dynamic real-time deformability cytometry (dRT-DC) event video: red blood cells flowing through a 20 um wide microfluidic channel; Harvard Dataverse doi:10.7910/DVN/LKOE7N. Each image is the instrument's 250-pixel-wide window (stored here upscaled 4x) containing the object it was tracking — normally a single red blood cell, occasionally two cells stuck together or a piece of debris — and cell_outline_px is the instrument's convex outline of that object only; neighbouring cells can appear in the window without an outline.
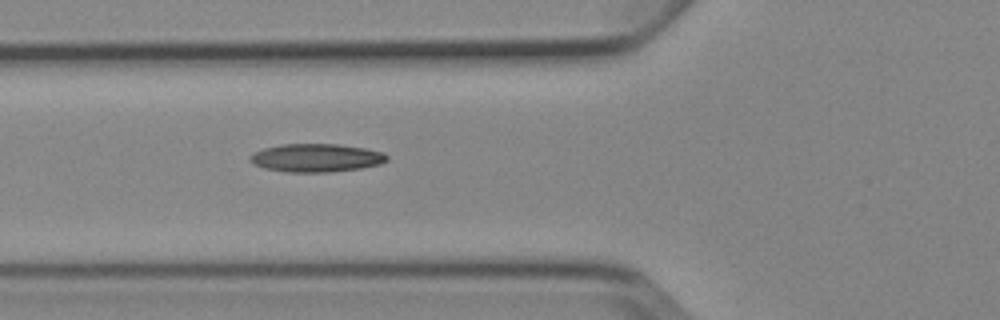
{"species": "Egyptian fruit bat (a non-hibernating species)", "species_latin": "Rousettus aegyptiacus", "temperature_condition": "cold", "stored_images_in_passage": 6, "camera_frame_rate_fps": 3000, "um_per_image_px": 0.085, "animal": {"sex": "female"}, "frame": {"image": 1, "passage_image": 6, "time_ms": 6.0, "image_size_px": [1000, 320], "cell_outline_px": [[388, 160], [380, 164], [360, 168], [332, 172], [284, 172], [264, 168], [252, 164], [248, 160], [248, 156], [264, 148], [280, 144], [336, 144], [364, 148], [384, 152], [388, 156]], "centroid_in_image_um": [26.85, 13.42], "position_along_channel_um": 98.9, "area_um2": 22.66}}